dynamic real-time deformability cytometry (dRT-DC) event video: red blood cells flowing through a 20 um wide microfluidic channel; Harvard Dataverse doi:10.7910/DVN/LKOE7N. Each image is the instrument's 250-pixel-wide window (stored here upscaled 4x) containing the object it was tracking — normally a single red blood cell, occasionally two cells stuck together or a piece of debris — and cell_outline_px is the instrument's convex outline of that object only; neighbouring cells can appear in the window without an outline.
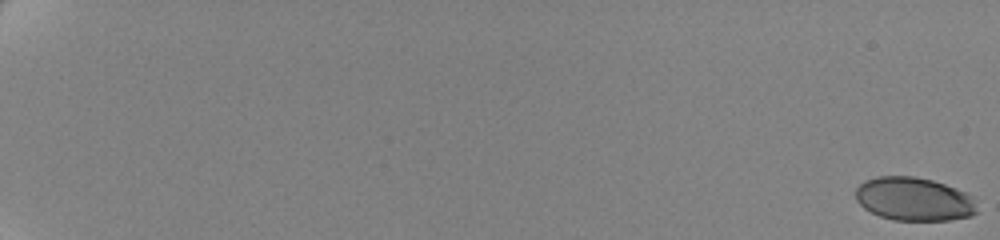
{"species": "human", "species_latin": "Homo sapiens", "temperature_condition": "cold", "stored_images_in_passage": 61, "camera_frame_rate_fps": 3000, "um_per_image_px": 0.085, "donor": {"sex": "female"}, "frame": {"image": 1, "passage_image": 1, "time_ms": 0.0, "image_size_px": [1000, 240], "cell_outline_px": [[976, 212], [972, 216], [948, 220], [892, 220], [880, 216], [864, 208], [856, 200], [856, 188], [864, 180], [876, 176], [916, 176], [932, 180], [956, 188], [972, 196]], "centroid_in_image_um": [77.66, 16.91], "position_along_channel_um": 7.3, "area_um2": 30.69}}
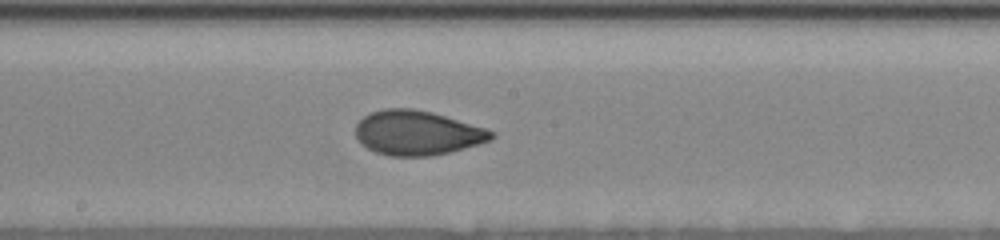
{"frame": {"image": 2, "passage_image": 39, "time_ms": 12.667, "image_size_px": [1000, 240], "cell_outline_px": [[496, 136], [492, 140], [448, 152], [432, 156], [392, 156], [376, 152], [368, 148], [356, 136], [356, 124], [364, 116], [372, 112], [384, 108], [412, 108], [432, 112], [484, 128], [496, 132]], "centroid_in_image_um": [35.47, 11.29], "position_along_channel_um": 212.7, "area_um2": 34.91}}
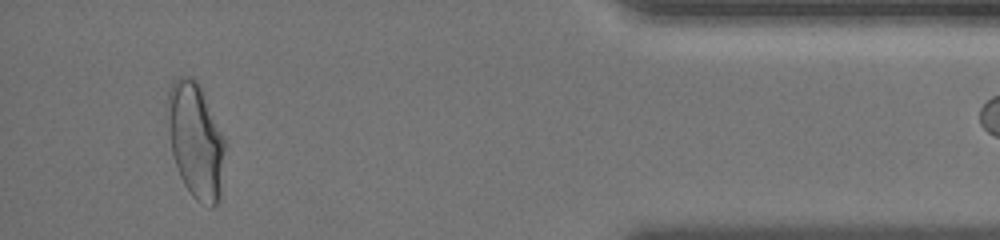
{"frame": {"image": 3, "passage_image": 60, "time_ms": 19.667, "image_size_px": [1000, 240], "cell_outline_px": [[224, 148], [220, 200], [212, 208], [196, 200], [192, 196], [184, 184], [180, 176], [172, 152], [168, 128], [168, 92], [172, 84], [180, 76], [192, 76], [200, 84], [224, 136]], "centroid_in_image_um": [16.64, 11.94], "position_along_channel_um": 418.6, "area_um2": 38.38}}